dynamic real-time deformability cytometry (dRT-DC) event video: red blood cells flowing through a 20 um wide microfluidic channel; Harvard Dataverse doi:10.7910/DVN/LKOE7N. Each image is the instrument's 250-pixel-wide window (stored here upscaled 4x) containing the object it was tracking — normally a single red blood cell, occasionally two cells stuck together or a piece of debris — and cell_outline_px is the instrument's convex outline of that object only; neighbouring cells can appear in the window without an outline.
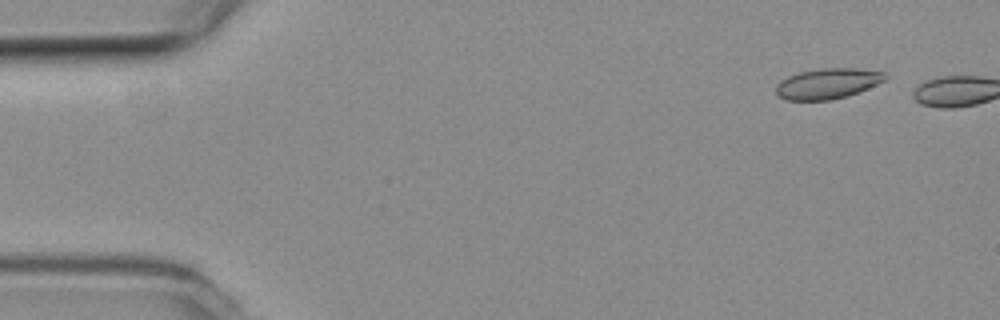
{"species": "common noctule bat (a hibernating species)", "species_latin": "Nyctalus noctula", "temperature_condition": "room temperature", "stored_images_in_passage": 6, "camera_frame_rate_fps": 3000, "um_per_image_px": 0.085, "animal": {"sex": "female", "body_mass_g": 19.3, "forearm_length_mm": 54.1}, "frame": {"image": 1, "passage_image": 4, "time_ms": 1.0, "image_size_px": [1000, 320], "cell_outline_px": [[884, 80], [848, 96], [832, 100], [784, 100], [776, 92], [776, 84], [780, 80], [788, 76], [800, 72], [820, 68], [852, 68], [884, 72]], "centroid_in_image_um": [70.27, 7.11], "position_along_channel_um": 14.7, "area_um2": 19.13}}